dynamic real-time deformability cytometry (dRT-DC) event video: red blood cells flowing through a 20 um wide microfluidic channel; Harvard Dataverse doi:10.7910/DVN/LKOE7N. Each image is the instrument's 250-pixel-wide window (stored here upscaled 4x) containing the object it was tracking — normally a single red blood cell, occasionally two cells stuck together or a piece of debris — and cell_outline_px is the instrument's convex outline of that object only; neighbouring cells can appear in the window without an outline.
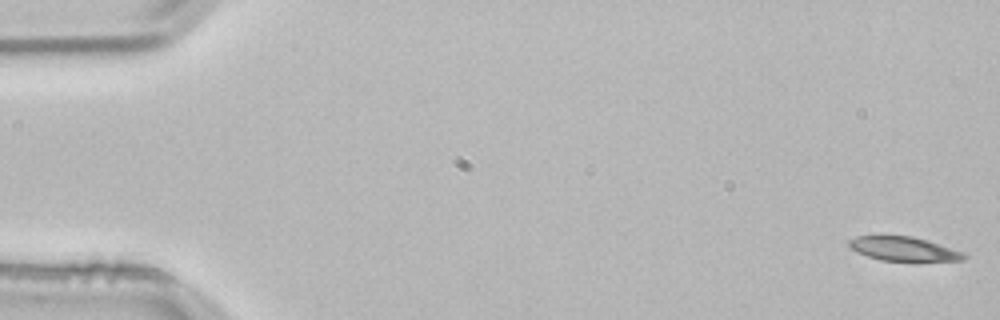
{"species": "common noctule bat (a hibernating species)", "species_latin": "Nyctalus noctula", "temperature_condition": "room temperature", "stored_images_in_passage": 53, "camera_frame_rate_fps": 3000, "um_per_image_px": 0.085, "animal": {"sex": "male", "body_mass_g": 21.5, "forearm_length_mm": 52.0}, "frame": {"image": 1, "passage_image": 1, "time_ms": 0.0, "image_size_px": [1000, 320], "cell_outline_px": [[968, 256], [964, 260], [880, 260], [856, 252], [848, 244], [848, 240], [856, 236], [876, 232], [912, 236], [928, 240], [964, 252]], "centroid_in_image_um": [76.72, 21.08], "position_along_channel_um": 8.3, "area_um2": 16.7}}
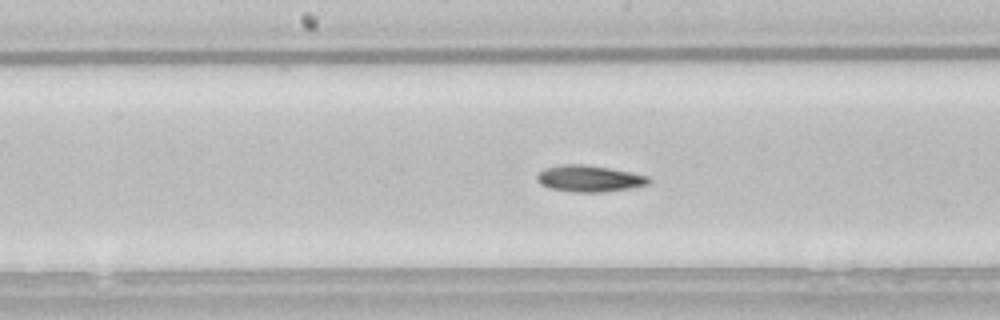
{"frame": {"image": 2, "passage_image": 27, "time_ms": 8.667, "image_size_px": [1000, 320], "cell_outline_px": [[652, 180], [648, 184], [628, 188], [600, 192], [572, 192], [548, 188], [540, 184], [536, 180], [536, 176], [544, 168], [560, 164], [580, 164], [608, 168], [648, 176]], "centroid_in_image_um": [50.02, 15.18], "position_along_channel_um": 198.2, "area_um2": 17.11}}
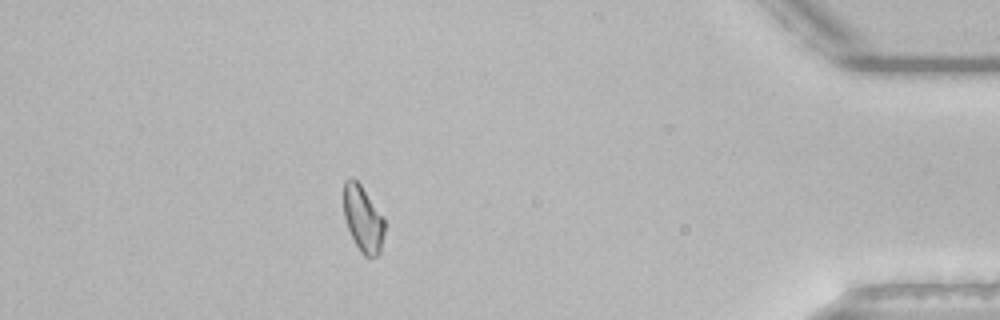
{"frame": {"image": 3, "passage_image": 47, "time_ms": 15.333, "image_size_px": [1000, 320], "cell_outline_px": [[384, 232], [380, 252], [376, 256], [368, 260], [360, 252], [348, 228], [344, 216], [344, 180], [352, 176], [360, 184], [384, 216]], "centroid_in_image_um": [30.86, 18.61], "position_along_channel_um": 404.3, "area_um2": 15.9}, "authors_computed_cell_mechanics": {"area_um2": 17.051, "velocity_mm_per_s": 3.8284, "shape_relaxation_time_tau1_ms": 5.331, "shape_relaxation_time_tau2_ms": null, "deformation_change_tau1": 0.1262, "deformation_change_tau2": null}}